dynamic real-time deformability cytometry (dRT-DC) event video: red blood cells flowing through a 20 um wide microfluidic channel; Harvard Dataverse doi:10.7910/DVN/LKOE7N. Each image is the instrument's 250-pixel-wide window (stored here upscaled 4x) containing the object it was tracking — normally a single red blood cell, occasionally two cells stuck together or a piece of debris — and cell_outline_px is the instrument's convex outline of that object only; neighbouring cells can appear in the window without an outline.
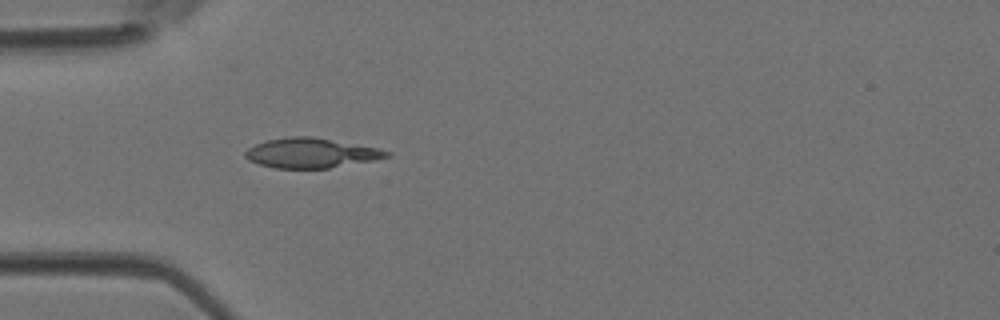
{"species": "Egyptian fruit bat (a non-hibernating species)", "species_latin": "Rousettus aegyptiacus", "temperature_condition": "room temperature", "stored_images_in_passage": 33, "camera_frame_rate_fps": 3000, "um_per_image_px": 0.085, "animal": {"sex": "female"}, "frame": {"image": 1, "passage_image": 1, "time_ms": 0.0, "image_size_px": [1000, 320], "cell_outline_px": [[392, 156], [372, 160], [328, 168], [276, 168], [260, 164], [248, 160], [244, 156], [244, 152], [248, 148], [256, 144], [268, 140], [288, 136], [312, 136], [380, 148], [392, 152]], "centroid_in_image_um": [26.45, 12.99], "position_along_channel_um": 58.5, "area_um2": 24.51}}
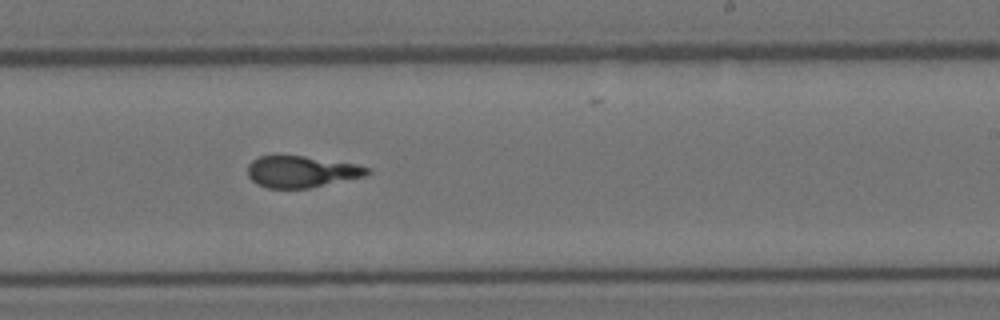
{"frame": {"image": 2, "passage_image": 15, "time_ms": 4.667, "image_size_px": [1000, 320], "cell_outline_px": [[372, 172], [364, 176], [308, 188], [268, 188], [256, 184], [248, 176], [248, 164], [252, 160], [260, 156], [304, 156], [356, 164], [372, 168]], "centroid_in_image_um": [25.63, 14.59], "position_along_channel_um": 263.4, "area_um2": 21.85}}
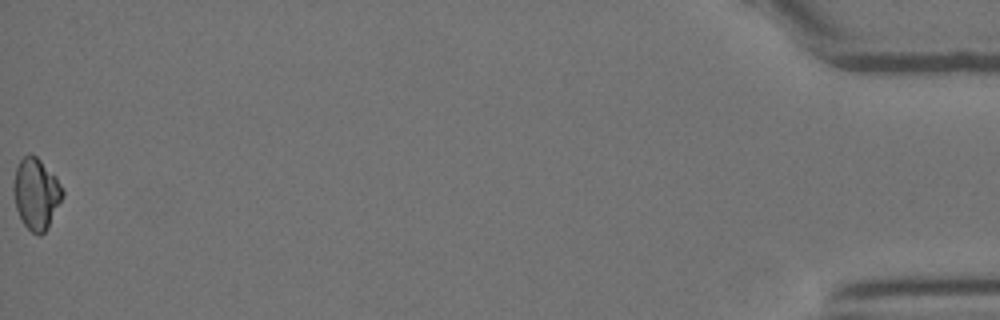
{"frame": {"image": 3, "passage_image": 33, "time_ms": 10.667, "image_size_px": [1000, 320], "cell_outline_px": [[64, 196], [48, 228], [40, 236], [36, 236], [24, 224], [16, 208], [12, 188], [16, 168], [20, 160], [28, 152], [32, 152], [56, 176], [64, 192]], "centroid_in_image_um": [3.08, 16.46], "position_along_channel_um": 432.1, "area_um2": 20.52}}